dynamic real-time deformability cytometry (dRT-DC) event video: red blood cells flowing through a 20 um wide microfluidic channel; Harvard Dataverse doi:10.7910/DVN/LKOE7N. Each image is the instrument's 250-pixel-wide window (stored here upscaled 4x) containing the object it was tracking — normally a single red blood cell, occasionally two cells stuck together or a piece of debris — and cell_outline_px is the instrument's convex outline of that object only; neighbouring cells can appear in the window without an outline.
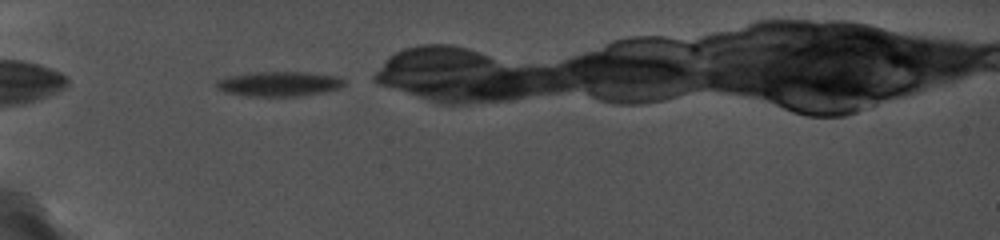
{"species": "common noctule bat (a hibernating species)", "species_latin": "Nyctalus noctula", "temperature_condition": "cold", "stored_images_in_passage": 12, "camera_frame_rate_fps": 5000, "um_per_image_px": 0.085, "animal": {"sex": "female", "body_mass_g": 19.0, "forearm_length_mm": 56.7}, "frame": {"image": 1, "passage_image": 1, "time_ms": 0.0, "image_size_px": [1000, 240], "cell_outline_px": [[344, 84], [340, 88], [320, 92], [292, 96], [256, 96], [228, 92], [216, 88], [216, 80], [228, 76], [256, 72], [308, 72], [336, 76], [344, 80]], "centroid_in_image_um": [23.71, 7.11], "position_along_channel_um": 61.3, "area_um2": 18.03}}
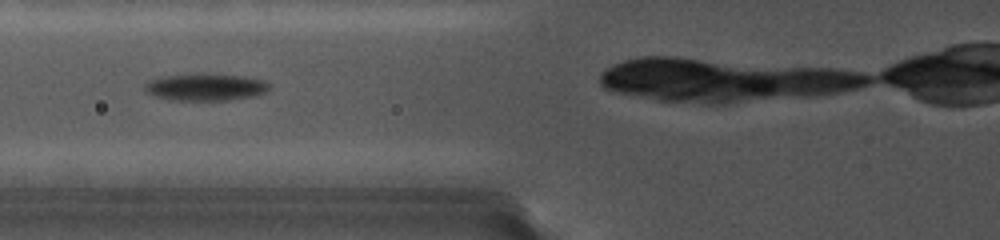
{"frame": {"image": 2, "passage_image": 3, "time_ms": 1.6, "image_size_px": [1000, 240], "cell_outline_px": [[268, 88], [264, 92], [248, 96], [228, 100], [176, 100], [160, 96], [148, 92], [148, 84], [152, 80], [168, 76], [236, 76], [260, 80], [268, 84]], "centroid_in_image_um": [17.51, 7.44], "position_along_channel_um": 108.3, "area_um2": 17.69}}
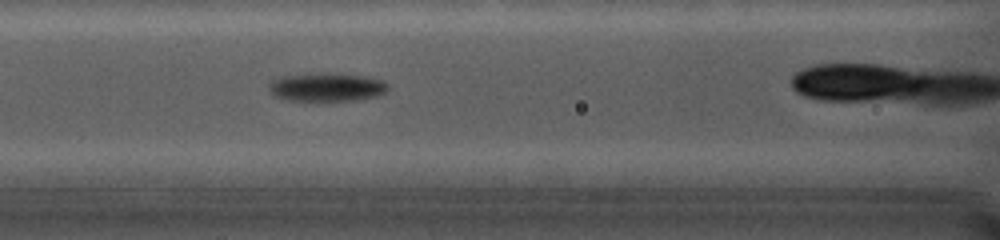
{"frame": {"image": 3, "passage_image": 4, "time_ms": 2.4, "image_size_px": [1000, 240], "cell_outline_px": [[388, 88], [384, 92], [376, 96], [352, 100], [292, 100], [280, 96], [272, 92], [272, 84], [276, 80], [292, 76], [360, 76], [384, 80], [388, 84]], "centroid_in_image_um": [27.93, 7.46], "position_along_channel_um": 138.7, "area_um2": 17.69}}